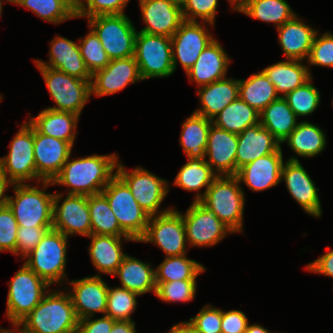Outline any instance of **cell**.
Returning a JSON list of instances; mask_svg holds the SVG:
<instances>
[{
    "mask_svg": "<svg viewBox=\"0 0 333 333\" xmlns=\"http://www.w3.org/2000/svg\"><path fill=\"white\" fill-rule=\"evenodd\" d=\"M326 134L320 127L302 121L284 140L288 142L290 148L299 156L313 157L323 151L326 145Z\"/></svg>",
    "mask_w": 333,
    "mask_h": 333,
    "instance_id": "74e56055",
    "label": "cell"
},
{
    "mask_svg": "<svg viewBox=\"0 0 333 333\" xmlns=\"http://www.w3.org/2000/svg\"><path fill=\"white\" fill-rule=\"evenodd\" d=\"M151 264L144 263L134 257L125 256L113 274L121 281V288L136 292L139 295L147 292L156 293L155 270Z\"/></svg>",
    "mask_w": 333,
    "mask_h": 333,
    "instance_id": "4dcf8cb0",
    "label": "cell"
},
{
    "mask_svg": "<svg viewBox=\"0 0 333 333\" xmlns=\"http://www.w3.org/2000/svg\"><path fill=\"white\" fill-rule=\"evenodd\" d=\"M244 196L236 176H217L200 203L235 233L243 228Z\"/></svg>",
    "mask_w": 333,
    "mask_h": 333,
    "instance_id": "3957f363",
    "label": "cell"
},
{
    "mask_svg": "<svg viewBox=\"0 0 333 333\" xmlns=\"http://www.w3.org/2000/svg\"><path fill=\"white\" fill-rule=\"evenodd\" d=\"M9 185H13V183L7 178L0 167V209L8 204L9 196H5L4 192H6Z\"/></svg>",
    "mask_w": 333,
    "mask_h": 333,
    "instance_id": "680465c9",
    "label": "cell"
},
{
    "mask_svg": "<svg viewBox=\"0 0 333 333\" xmlns=\"http://www.w3.org/2000/svg\"><path fill=\"white\" fill-rule=\"evenodd\" d=\"M101 193L107 198L121 229L138 241L145 233L150 216L140 207L129 187L115 175Z\"/></svg>",
    "mask_w": 333,
    "mask_h": 333,
    "instance_id": "5b68a950",
    "label": "cell"
},
{
    "mask_svg": "<svg viewBox=\"0 0 333 333\" xmlns=\"http://www.w3.org/2000/svg\"><path fill=\"white\" fill-rule=\"evenodd\" d=\"M17 5L54 24L76 18L75 5L70 0H21Z\"/></svg>",
    "mask_w": 333,
    "mask_h": 333,
    "instance_id": "b9f144b4",
    "label": "cell"
},
{
    "mask_svg": "<svg viewBox=\"0 0 333 333\" xmlns=\"http://www.w3.org/2000/svg\"><path fill=\"white\" fill-rule=\"evenodd\" d=\"M295 113L283 97L271 102L259 113V123L280 143L297 127Z\"/></svg>",
    "mask_w": 333,
    "mask_h": 333,
    "instance_id": "d6a6232c",
    "label": "cell"
},
{
    "mask_svg": "<svg viewBox=\"0 0 333 333\" xmlns=\"http://www.w3.org/2000/svg\"><path fill=\"white\" fill-rule=\"evenodd\" d=\"M239 12L263 22L275 23L277 28L296 15L285 0H248Z\"/></svg>",
    "mask_w": 333,
    "mask_h": 333,
    "instance_id": "ab89813d",
    "label": "cell"
},
{
    "mask_svg": "<svg viewBox=\"0 0 333 333\" xmlns=\"http://www.w3.org/2000/svg\"><path fill=\"white\" fill-rule=\"evenodd\" d=\"M180 333H201L190 322H181L174 325Z\"/></svg>",
    "mask_w": 333,
    "mask_h": 333,
    "instance_id": "91938a15",
    "label": "cell"
},
{
    "mask_svg": "<svg viewBox=\"0 0 333 333\" xmlns=\"http://www.w3.org/2000/svg\"><path fill=\"white\" fill-rule=\"evenodd\" d=\"M78 321L69 293L49 291L15 328L22 326L21 333H73Z\"/></svg>",
    "mask_w": 333,
    "mask_h": 333,
    "instance_id": "7a4b0ae2",
    "label": "cell"
},
{
    "mask_svg": "<svg viewBox=\"0 0 333 333\" xmlns=\"http://www.w3.org/2000/svg\"><path fill=\"white\" fill-rule=\"evenodd\" d=\"M92 241L89 255L93 265L99 272L114 274L127 254L122 251L121 238L135 241L129 236L94 235L89 236Z\"/></svg>",
    "mask_w": 333,
    "mask_h": 333,
    "instance_id": "f1b7e54d",
    "label": "cell"
},
{
    "mask_svg": "<svg viewBox=\"0 0 333 333\" xmlns=\"http://www.w3.org/2000/svg\"><path fill=\"white\" fill-rule=\"evenodd\" d=\"M169 1H172V2H174V3H176V4L180 5V6H182L183 3L185 2V0H169Z\"/></svg>",
    "mask_w": 333,
    "mask_h": 333,
    "instance_id": "e7e4bbea",
    "label": "cell"
},
{
    "mask_svg": "<svg viewBox=\"0 0 333 333\" xmlns=\"http://www.w3.org/2000/svg\"><path fill=\"white\" fill-rule=\"evenodd\" d=\"M249 322L244 312L240 310L223 311L221 333H245Z\"/></svg>",
    "mask_w": 333,
    "mask_h": 333,
    "instance_id": "db71d44e",
    "label": "cell"
},
{
    "mask_svg": "<svg viewBox=\"0 0 333 333\" xmlns=\"http://www.w3.org/2000/svg\"><path fill=\"white\" fill-rule=\"evenodd\" d=\"M168 333H180V332L174 326H172Z\"/></svg>",
    "mask_w": 333,
    "mask_h": 333,
    "instance_id": "03108f58",
    "label": "cell"
},
{
    "mask_svg": "<svg viewBox=\"0 0 333 333\" xmlns=\"http://www.w3.org/2000/svg\"><path fill=\"white\" fill-rule=\"evenodd\" d=\"M70 1H71L74 5H76L78 0H70Z\"/></svg>",
    "mask_w": 333,
    "mask_h": 333,
    "instance_id": "89a4df30",
    "label": "cell"
},
{
    "mask_svg": "<svg viewBox=\"0 0 333 333\" xmlns=\"http://www.w3.org/2000/svg\"><path fill=\"white\" fill-rule=\"evenodd\" d=\"M9 154L0 158V167L13 184H24L25 180L38 179L34 158V126L24 122L14 136Z\"/></svg>",
    "mask_w": 333,
    "mask_h": 333,
    "instance_id": "7c38bea8",
    "label": "cell"
},
{
    "mask_svg": "<svg viewBox=\"0 0 333 333\" xmlns=\"http://www.w3.org/2000/svg\"><path fill=\"white\" fill-rule=\"evenodd\" d=\"M110 333H137L134 321L114 320Z\"/></svg>",
    "mask_w": 333,
    "mask_h": 333,
    "instance_id": "6f0895ef",
    "label": "cell"
},
{
    "mask_svg": "<svg viewBox=\"0 0 333 333\" xmlns=\"http://www.w3.org/2000/svg\"><path fill=\"white\" fill-rule=\"evenodd\" d=\"M114 324V319L104 315V317L91 320L90 318L78 321V333H110Z\"/></svg>",
    "mask_w": 333,
    "mask_h": 333,
    "instance_id": "11a10c76",
    "label": "cell"
},
{
    "mask_svg": "<svg viewBox=\"0 0 333 333\" xmlns=\"http://www.w3.org/2000/svg\"><path fill=\"white\" fill-rule=\"evenodd\" d=\"M64 163L59 174L52 182H43V190L50 184L71 187V195H95L101 193L109 181L116 175L118 157L116 154L91 155Z\"/></svg>",
    "mask_w": 333,
    "mask_h": 333,
    "instance_id": "6da1fadb",
    "label": "cell"
},
{
    "mask_svg": "<svg viewBox=\"0 0 333 333\" xmlns=\"http://www.w3.org/2000/svg\"><path fill=\"white\" fill-rule=\"evenodd\" d=\"M311 79L283 97L296 117L312 114L320 103V92L312 85Z\"/></svg>",
    "mask_w": 333,
    "mask_h": 333,
    "instance_id": "ee69618b",
    "label": "cell"
},
{
    "mask_svg": "<svg viewBox=\"0 0 333 333\" xmlns=\"http://www.w3.org/2000/svg\"><path fill=\"white\" fill-rule=\"evenodd\" d=\"M221 320L222 310L208 304L189 322L201 333H221Z\"/></svg>",
    "mask_w": 333,
    "mask_h": 333,
    "instance_id": "816d5d0a",
    "label": "cell"
},
{
    "mask_svg": "<svg viewBox=\"0 0 333 333\" xmlns=\"http://www.w3.org/2000/svg\"><path fill=\"white\" fill-rule=\"evenodd\" d=\"M239 97L259 113L280 96L263 71L239 80Z\"/></svg>",
    "mask_w": 333,
    "mask_h": 333,
    "instance_id": "8d00e7d4",
    "label": "cell"
},
{
    "mask_svg": "<svg viewBox=\"0 0 333 333\" xmlns=\"http://www.w3.org/2000/svg\"><path fill=\"white\" fill-rule=\"evenodd\" d=\"M2 0H0V16H1V12H2Z\"/></svg>",
    "mask_w": 333,
    "mask_h": 333,
    "instance_id": "a7ac6f4b",
    "label": "cell"
},
{
    "mask_svg": "<svg viewBox=\"0 0 333 333\" xmlns=\"http://www.w3.org/2000/svg\"><path fill=\"white\" fill-rule=\"evenodd\" d=\"M116 168V175L129 187L140 207L149 216L156 215L169 190L168 182L141 167L130 173L117 162Z\"/></svg>",
    "mask_w": 333,
    "mask_h": 333,
    "instance_id": "4fadbf2b",
    "label": "cell"
},
{
    "mask_svg": "<svg viewBox=\"0 0 333 333\" xmlns=\"http://www.w3.org/2000/svg\"><path fill=\"white\" fill-rule=\"evenodd\" d=\"M212 120L193 113L183 122L180 144L188 158H205Z\"/></svg>",
    "mask_w": 333,
    "mask_h": 333,
    "instance_id": "d590c367",
    "label": "cell"
},
{
    "mask_svg": "<svg viewBox=\"0 0 333 333\" xmlns=\"http://www.w3.org/2000/svg\"><path fill=\"white\" fill-rule=\"evenodd\" d=\"M134 57L142 80L174 72L172 42L168 36L137 32Z\"/></svg>",
    "mask_w": 333,
    "mask_h": 333,
    "instance_id": "30bf717a",
    "label": "cell"
},
{
    "mask_svg": "<svg viewBox=\"0 0 333 333\" xmlns=\"http://www.w3.org/2000/svg\"><path fill=\"white\" fill-rule=\"evenodd\" d=\"M281 180L285 181L289 193L306 213L316 218L321 216V203L317 193L319 189H316L309 174L294 156L283 163Z\"/></svg>",
    "mask_w": 333,
    "mask_h": 333,
    "instance_id": "ac0fdd59",
    "label": "cell"
},
{
    "mask_svg": "<svg viewBox=\"0 0 333 333\" xmlns=\"http://www.w3.org/2000/svg\"><path fill=\"white\" fill-rule=\"evenodd\" d=\"M49 51V62L38 59L35 60L36 65L54 68L79 79L92 80L77 43L57 36L52 40Z\"/></svg>",
    "mask_w": 333,
    "mask_h": 333,
    "instance_id": "cb8c5ba5",
    "label": "cell"
},
{
    "mask_svg": "<svg viewBox=\"0 0 333 333\" xmlns=\"http://www.w3.org/2000/svg\"><path fill=\"white\" fill-rule=\"evenodd\" d=\"M214 39L198 21L184 20L171 37L174 71L179 61L187 72Z\"/></svg>",
    "mask_w": 333,
    "mask_h": 333,
    "instance_id": "2e32d148",
    "label": "cell"
},
{
    "mask_svg": "<svg viewBox=\"0 0 333 333\" xmlns=\"http://www.w3.org/2000/svg\"><path fill=\"white\" fill-rule=\"evenodd\" d=\"M197 94L203 107L194 113L212 120L239 97V80L224 78L200 87Z\"/></svg>",
    "mask_w": 333,
    "mask_h": 333,
    "instance_id": "83f0119b",
    "label": "cell"
},
{
    "mask_svg": "<svg viewBox=\"0 0 333 333\" xmlns=\"http://www.w3.org/2000/svg\"><path fill=\"white\" fill-rule=\"evenodd\" d=\"M237 146V134L211 124L205 155H208L207 163L217 176L236 175Z\"/></svg>",
    "mask_w": 333,
    "mask_h": 333,
    "instance_id": "44dd1931",
    "label": "cell"
},
{
    "mask_svg": "<svg viewBox=\"0 0 333 333\" xmlns=\"http://www.w3.org/2000/svg\"><path fill=\"white\" fill-rule=\"evenodd\" d=\"M49 93L55 102V111L72 112L80 116L91 94V80H83L46 66L37 65Z\"/></svg>",
    "mask_w": 333,
    "mask_h": 333,
    "instance_id": "9c48e42d",
    "label": "cell"
},
{
    "mask_svg": "<svg viewBox=\"0 0 333 333\" xmlns=\"http://www.w3.org/2000/svg\"><path fill=\"white\" fill-rule=\"evenodd\" d=\"M142 19L147 24L140 30L148 34L172 37L184 21L182 6L169 0H139Z\"/></svg>",
    "mask_w": 333,
    "mask_h": 333,
    "instance_id": "7402d4cb",
    "label": "cell"
},
{
    "mask_svg": "<svg viewBox=\"0 0 333 333\" xmlns=\"http://www.w3.org/2000/svg\"><path fill=\"white\" fill-rule=\"evenodd\" d=\"M15 199L9 196L8 206L18 226L52 227L54 194L45 193L37 186L13 184Z\"/></svg>",
    "mask_w": 333,
    "mask_h": 333,
    "instance_id": "52a82bcc",
    "label": "cell"
},
{
    "mask_svg": "<svg viewBox=\"0 0 333 333\" xmlns=\"http://www.w3.org/2000/svg\"><path fill=\"white\" fill-rule=\"evenodd\" d=\"M236 174L245 164L276 152L281 143L260 123L237 134Z\"/></svg>",
    "mask_w": 333,
    "mask_h": 333,
    "instance_id": "d4e9b609",
    "label": "cell"
},
{
    "mask_svg": "<svg viewBox=\"0 0 333 333\" xmlns=\"http://www.w3.org/2000/svg\"><path fill=\"white\" fill-rule=\"evenodd\" d=\"M155 283V295L164 302H189L194 299L196 280H175Z\"/></svg>",
    "mask_w": 333,
    "mask_h": 333,
    "instance_id": "bcb514c9",
    "label": "cell"
},
{
    "mask_svg": "<svg viewBox=\"0 0 333 333\" xmlns=\"http://www.w3.org/2000/svg\"><path fill=\"white\" fill-rule=\"evenodd\" d=\"M73 145L40 133L34 127V158L38 181L52 182L71 155Z\"/></svg>",
    "mask_w": 333,
    "mask_h": 333,
    "instance_id": "e0dca14e",
    "label": "cell"
},
{
    "mask_svg": "<svg viewBox=\"0 0 333 333\" xmlns=\"http://www.w3.org/2000/svg\"><path fill=\"white\" fill-rule=\"evenodd\" d=\"M61 194L54 193L52 228L65 236L79 234L91 235V220L88 207V196L67 194L59 206Z\"/></svg>",
    "mask_w": 333,
    "mask_h": 333,
    "instance_id": "9a60e30c",
    "label": "cell"
},
{
    "mask_svg": "<svg viewBox=\"0 0 333 333\" xmlns=\"http://www.w3.org/2000/svg\"><path fill=\"white\" fill-rule=\"evenodd\" d=\"M216 177L205 158H188V162L179 170L174 184L187 191H199L205 187L203 194L197 193L195 196L194 202H200Z\"/></svg>",
    "mask_w": 333,
    "mask_h": 333,
    "instance_id": "836d02e7",
    "label": "cell"
},
{
    "mask_svg": "<svg viewBox=\"0 0 333 333\" xmlns=\"http://www.w3.org/2000/svg\"><path fill=\"white\" fill-rule=\"evenodd\" d=\"M110 60L134 56L137 31L126 14L87 18Z\"/></svg>",
    "mask_w": 333,
    "mask_h": 333,
    "instance_id": "8992f818",
    "label": "cell"
},
{
    "mask_svg": "<svg viewBox=\"0 0 333 333\" xmlns=\"http://www.w3.org/2000/svg\"><path fill=\"white\" fill-rule=\"evenodd\" d=\"M8 284L7 318L16 327L41 302L50 285L25 264Z\"/></svg>",
    "mask_w": 333,
    "mask_h": 333,
    "instance_id": "ba28073f",
    "label": "cell"
},
{
    "mask_svg": "<svg viewBox=\"0 0 333 333\" xmlns=\"http://www.w3.org/2000/svg\"><path fill=\"white\" fill-rule=\"evenodd\" d=\"M230 58L221 44L214 39L199 55L194 65L186 72L197 86L209 85L226 78Z\"/></svg>",
    "mask_w": 333,
    "mask_h": 333,
    "instance_id": "484cf974",
    "label": "cell"
},
{
    "mask_svg": "<svg viewBox=\"0 0 333 333\" xmlns=\"http://www.w3.org/2000/svg\"><path fill=\"white\" fill-rule=\"evenodd\" d=\"M16 332L21 333L19 331V329H17ZM0 333H15V332H14V330L13 331L12 330L9 331V330L0 328Z\"/></svg>",
    "mask_w": 333,
    "mask_h": 333,
    "instance_id": "be15d7a7",
    "label": "cell"
},
{
    "mask_svg": "<svg viewBox=\"0 0 333 333\" xmlns=\"http://www.w3.org/2000/svg\"><path fill=\"white\" fill-rule=\"evenodd\" d=\"M18 223L9 206L0 209V252L15 253Z\"/></svg>",
    "mask_w": 333,
    "mask_h": 333,
    "instance_id": "f907efd6",
    "label": "cell"
},
{
    "mask_svg": "<svg viewBox=\"0 0 333 333\" xmlns=\"http://www.w3.org/2000/svg\"><path fill=\"white\" fill-rule=\"evenodd\" d=\"M80 38L78 44L82 58L88 71L93 75L96 71L104 69L109 63L110 59L104 50L98 35L90 27V32L84 37Z\"/></svg>",
    "mask_w": 333,
    "mask_h": 333,
    "instance_id": "f6af8a7d",
    "label": "cell"
},
{
    "mask_svg": "<svg viewBox=\"0 0 333 333\" xmlns=\"http://www.w3.org/2000/svg\"><path fill=\"white\" fill-rule=\"evenodd\" d=\"M77 114L72 112L55 111L51 109L42 110L29 122L42 134L64 140L74 145L76 137Z\"/></svg>",
    "mask_w": 333,
    "mask_h": 333,
    "instance_id": "f546056e",
    "label": "cell"
},
{
    "mask_svg": "<svg viewBox=\"0 0 333 333\" xmlns=\"http://www.w3.org/2000/svg\"><path fill=\"white\" fill-rule=\"evenodd\" d=\"M205 271L201 263L188 259L186 254L169 256L156 268L155 282H171L175 280H196Z\"/></svg>",
    "mask_w": 333,
    "mask_h": 333,
    "instance_id": "60d3db41",
    "label": "cell"
},
{
    "mask_svg": "<svg viewBox=\"0 0 333 333\" xmlns=\"http://www.w3.org/2000/svg\"><path fill=\"white\" fill-rule=\"evenodd\" d=\"M283 156L281 147L274 153L257 158L238 169L235 175L253 191H263L281 182Z\"/></svg>",
    "mask_w": 333,
    "mask_h": 333,
    "instance_id": "603a6c76",
    "label": "cell"
},
{
    "mask_svg": "<svg viewBox=\"0 0 333 333\" xmlns=\"http://www.w3.org/2000/svg\"><path fill=\"white\" fill-rule=\"evenodd\" d=\"M218 0H185L182 5L184 20L197 21L196 18L203 20L205 24H214Z\"/></svg>",
    "mask_w": 333,
    "mask_h": 333,
    "instance_id": "c3c4849f",
    "label": "cell"
},
{
    "mask_svg": "<svg viewBox=\"0 0 333 333\" xmlns=\"http://www.w3.org/2000/svg\"><path fill=\"white\" fill-rule=\"evenodd\" d=\"M5 1L12 2V3H15L17 5L21 0H5Z\"/></svg>",
    "mask_w": 333,
    "mask_h": 333,
    "instance_id": "003e7915",
    "label": "cell"
},
{
    "mask_svg": "<svg viewBox=\"0 0 333 333\" xmlns=\"http://www.w3.org/2000/svg\"><path fill=\"white\" fill-rule=\"evenodd\" d=\"M69 293L78 320L92 318L94 313H106L109 286L99 275L72 280Z\"/></svg>",
    "mask_w": 333,
    "mask_h": 333,
    "instance_id": "ffe728a7",
    "label": "cell"
},
{
    "mask_svg": "<svg viewBox=\"0 0 333 333\" xmlns=\"http://www.w3.org/2000/svg\"><path fill=\"white\" fill-rule=\"evenodd\" d=\"M182 218L187 241L193 246H213L228 233H233L200 202L193 201Z\"/></svg>",
    "mask_w": 333,
    "mask_h": 333,
    "instance_id": "5bb4252c",
    "label": "cell"
},
{
    "mask_svg": "<svg viewBox=\"0 0 333 333\" xmlns=\"http://www.w3.org/2000/svg\"><path fill=\"white\" fill-rule=\"evenodd\" d=\"M139 296L136 292L125 288H108L107 307L105 315L114 320L132 321L130 315L135 311Z\"/></svg>",
    "mask_w": 333,
    "mask_h": 333,
    "instance_id": "7bdbcfd3",
    "label": "cell"
},
{
    "mask_svg": "<svg viewBox=\"0 0 333 333\" xmlns=\"http://www.w3.org/2000/svg\"><path fill=\"white\" fill-rule=\"evenodd\" d=\"M308 62L311 65L333 67V34L324 33L318 37L315 35L313 45L311 47Z\"/></svg>",
    "mask_w": 333,
    "mask_h": 333,
    "instance_id": "681fc988",
    "label": "cell"
},
{
    "mask_svg": "<svg viewBox=\"0 0 333 333\" xmlns=\"http://www.w3.org/2000/svg\"><path fill=\"white\" fill-rule=\"evenodd\" d=\"M234 6L233 11H240L247 3L248 0H228Z\"/></svg>",
    "mask_w": 333,
    "mask_h": 333,
    "instance_id": "6125c7cd",
    "label": "cell"
},
{
    "mask_svg": "<svg viewBox=\"0 0 333 333\" xmlns=\"http://www.w3.org/2000/svg\"><path fill=\"white\" fill-rule=\"evenodd\" d=\"M329 249L330 247H327V253L309 263L306 269L324 276L333 277V251H329Z\"/></svg>",
    "mask_w": 333,
    "mask_h": 333,
    "instance_id": "9f6ffc18",
    "label": "cell"
},
{
    "mask_svg": "<svg viewBox=\"0 0 333 333\" xmlns=\"http://www.w3.org/2000/svg\"><path fill=\"white\" fill-rule=\"evenodd\" d=\"M137 242L158 245L167 257L186 254L187 237L182 214L173 208L150 216L144 235Z\"/></svg>",
    "mask_w": 333,
    "mask_h": 333,
    "instance_id": "8fae6325",
    "label": "cell"
},
{
    "mask_svg": "<svg viewBox=\"0 0 333 333\" xmlns=\"http://www.w3.org/2000/svg\"><path fill=\"white\" fill-rule=\"evenodd\" d=\"M68 237L58 230L49 229L36 247L24 258L25 265L49 285L65 279Z\"/></svg>",
    "mask_w": 333,
    "mask_h": 333,
    "instance_id": "277c9868",
    "label": "cell"
},
{
    "mask_svg": "<svg viewBox=\"0 0 333 333\" xmlns=\"http://www.w3.org/2000/svg\"><path fill=\"white\" fill-rule=\"evenodd\" d=\"M245 333H269V331L259 324H253L247 326Z\"/></svg>",
    "mask_w": 333,
    "mask_h": 333,
    "instance_id": "94428289",
    "label": "cell"
},
{
    "mask_svg": "<svg viewBox=\"0 0 333 333\" xmlns=\"http://www.w3.org/2000/svg\"><path fill=\"white\" fill-rule=\"evenodd\" d=\"M128 1L129 0H78L75 5L76 18L124 14L123 10Z\"/></svg>",
    "mask_w": 333,
    "mask_h": 333,
    "instance_id": "7dc6e473",
    "label": "cell"
},
{
    "mask_svg": "<svg viewBox=\"0 0 333 333\" xmlns=\"http://www.w3.org/2000/svg\"><path fill=\"white\" fill-rule=\"evenodd\" d=\"M259 123V112L240 97L227 105L212 119V124L228 132L242 133L246 128Z\"/></svg>",
    "mask_w": 333,
    "mask_h": 333,
    "instance_id": "e575fe53",
    "label": "cell"
},
{
    "mask_svg": "<svg viewBox=\"0 0 333 333\" xmlns=\"http://www.w3.org/2000/svg\"><path fill=\"white\" fill-rule=\"evenodd\" d=\"M309 68L301 60L287 59L263 69L267 78L274 85L276 93H287L298 88L311 78Z\"/></svg>",
    "mask_w": 333,
    "mask_h": 333,
    "instance_id": "1f68e13d",
    "label": "cell"
},
{
    "mask_svg": "<svg viewBox=\"0 0 333 333\" xmlns=\"http://www.w3.org/2000/svg\"><path fill=\"white\" fill-rule=\"evenodd\" d=\"M52 227H25L19 226L17 232L15 255H28L42 240L46 232Z\"/></svg>",
    "mask_w": 333,
    "mask_h": 333,
    "instance_id": "f5cc1de1",
    "label": "cell"
},
{
    "mask_svg": "<svg viewBox=\"0 0 333 333\" xmlns=\"http://www.w3.org/2000/svg\"><path fill=\"white\" fill-rule=\"evenodd\" d=\"M139 80L142 78L134 56L110 60L104 69L92 75L91 94L98 97L114 94Z\"/></svg>",
    "mask_w": 333,
    "mask_h": 333,
    "instance_id": "d6986e66",
    "label": "cell"
},
{
    "mask_svg": "<svg viewBox=\"0 0 333 333\" xmlns=\"http://www.w3.org/2000/svg\"><path fill=\"white\" fill-rule=\"evenodd\" d=\"M279 44L287 59H308L315 35L318 31L312 29L295 15L277 28Z\"/></svg>",
    "mask_w": 333,
    "mask_h": 333,
    "instance_id": "4316f807",
    "label": "cell"
},
{
    "mask_svg": "<svg viewBox=\"0 0 333 333\" xmlns=\"http://www.w3.org/2000/svg\"><path fill=\"white\" fill-rule=\"evenodd\" d=\"M88 207L90 211L91 234L128 236L121 229L107 198L102 193L89 195Z\"/></svg>",
    "mask_w": 333,
    "mask_h": 333,
    "instance_id": "f35d334b",
    "label": "cell"
}]
</instances>
